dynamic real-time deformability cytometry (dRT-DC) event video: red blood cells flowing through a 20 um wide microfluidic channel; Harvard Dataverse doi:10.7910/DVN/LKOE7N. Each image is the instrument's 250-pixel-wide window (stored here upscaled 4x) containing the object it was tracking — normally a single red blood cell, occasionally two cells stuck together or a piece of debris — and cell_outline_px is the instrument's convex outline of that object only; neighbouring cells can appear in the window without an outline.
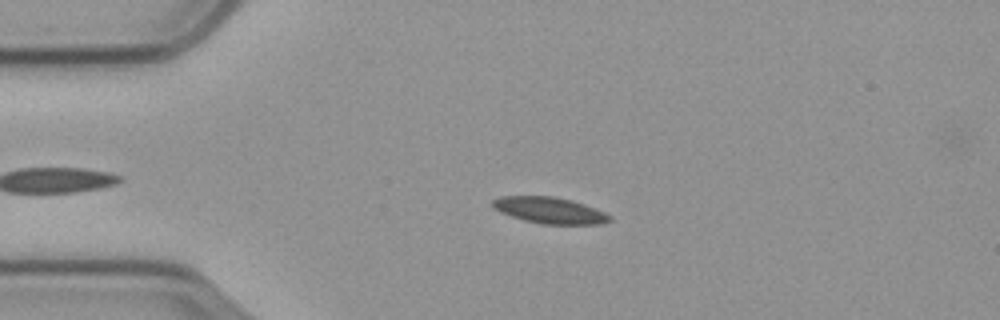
{"species": "common noctule bat (a hibernating species)", "species_latin": "Nyctalus noctula", "temperature_condition": "cold", "stored_images_in_passage": 47, "camera_frame_rate_fps": 3000, "um_per_image_px": 0.085, "animal": {"sex": "male", "body_mass_g": 23.1, "forearm_length_mm": 52.7}, "frame": {"image": 1, "passage_image": 7, "time_ms": 2.0, "image_size_px": [1000, 320], "cell_outline_px": [[612, 220], [600, 224], [540, 224], [524, 220], [500, 212], [492, 208], [492, 200], [500, 196], [552, 196], [572, 200], [584, 204], [604, 212], [612, 216]], "centroid_in_image_um": [46.71, 17.87], "position_along_channel_um": 38.3, "area_um2": 17.98}}
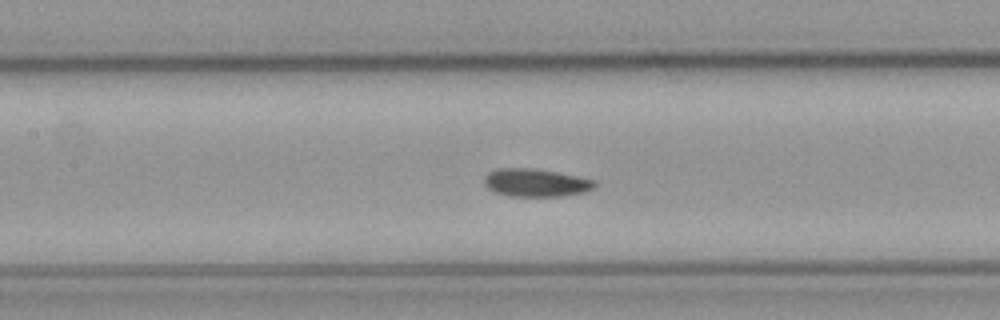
{"frame": {"image": 2, "passage_image": 20, "time_ms": 6.333, "image_size_px": [1000, 320], "cell_outline_px": [[596, 188], [584, 192], [564, 196], [508, 196], [492, 192], [484, 184], [484, 176], [488, 172], [500, 168], [536, 168], [596, 180]], "centroid_in_image_um": [45.53, 15.53], "position_along_channel_um": 161.9, "area_um2": 18.21}}
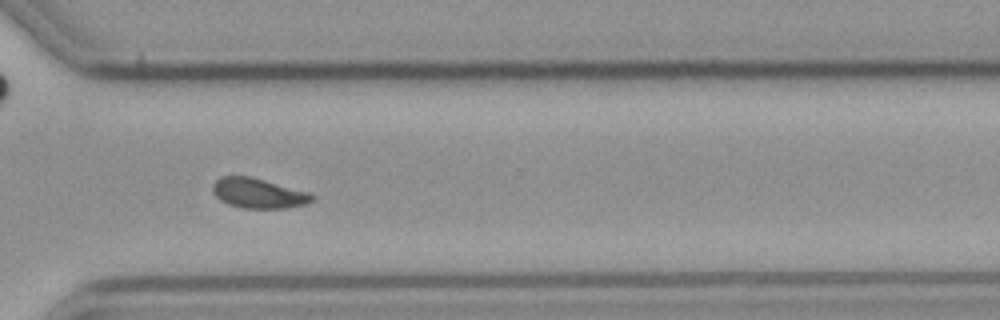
{"frame": {"image": 3, "passage_image": 36, "time_ms": 11.667, "image_size_px": [1000, 320], "cell_outline_px": [[316, 196], [312, 200], [304, 204], [284, 208], [244, 208], [228, 204], [220, 200], [212, 192], [212, 184], [220, 176], [248, 176], [312, 192]], "centroid_in_image_um": [21.96, 16.42], "position_along_channel_um": 348.6, "area_um2": 17.4}, "authors_computed_cell_mechanics": {"area_um2": 17.8024, "velocity_mm_per_s": 3.5097, "shape_relaxation_time_tau1_ms": 9.9277, "shape_relaxation_time_tau2_ms": 2.2531, "deformation_change_tau1": 0.1677, "deformation_change_tau2": 0.0563}}